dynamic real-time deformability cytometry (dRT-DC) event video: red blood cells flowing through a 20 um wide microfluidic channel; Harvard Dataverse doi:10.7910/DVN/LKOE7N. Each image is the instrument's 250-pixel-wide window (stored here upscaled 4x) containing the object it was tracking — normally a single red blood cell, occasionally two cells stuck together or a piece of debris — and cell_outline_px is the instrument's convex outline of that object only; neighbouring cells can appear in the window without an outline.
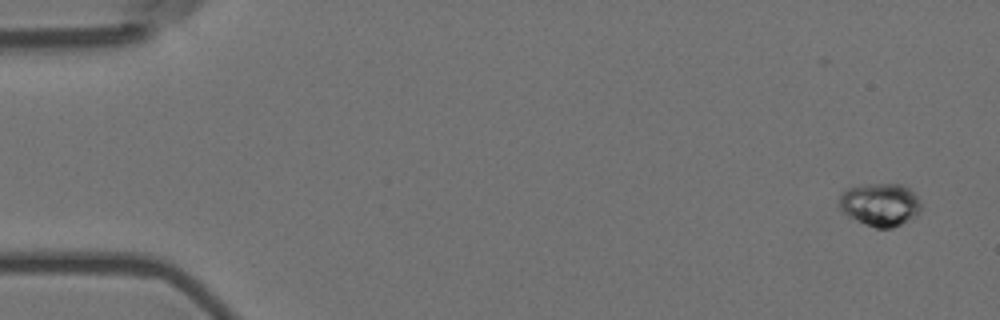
{"species": "Egyptian fruit bat (a non-hibernating species)", "species_latin": "Rousettus aegyptiacus", "temperature_condition": "room temperature", "stored_images_in_passage": 8, "camera_frame_rate_fps": 3000, "um_per_image_px": 0.085, "animal": {"sex": "female"}, "frame": {"image": 1, "passage_image": 1, "time_ms": 0.0, "image_size_px": [1000, 320], "cell_outline_px": [[920, 212], [916, 216], [892, 228], [876, 228], [848, 216], [840, 208], [836, 200], [844, 188], [864, 184], [900, 184], [908, 188], [920, 200]], "centroid_in_image_um": [74.76, 17.37], "position_along_channel_um": 10.2, "area_um2": 20.58}}
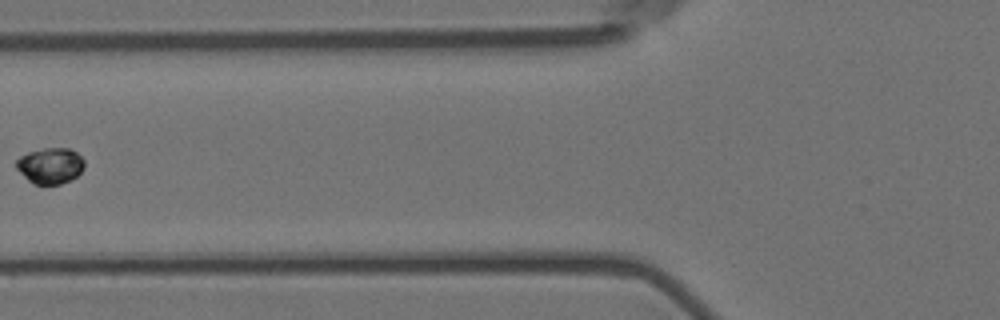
{"frame": {"image": 2, "passage_image": 7, "time_ms": 2.0, "image_size_px": [1000, 320], "cell_outline_px": [[84, 168], [76, 176], [60, 184], [36, 184], [28, 180], [16, 168], [16, 160], [20, 156], [28, 152], [44, 148], [68, 148], [76, 152], [84, 160]], "centroid_in_image_um": [4.26, 14.07], "position_along_channel_um": 121.5, "area_um2": 14.1}}
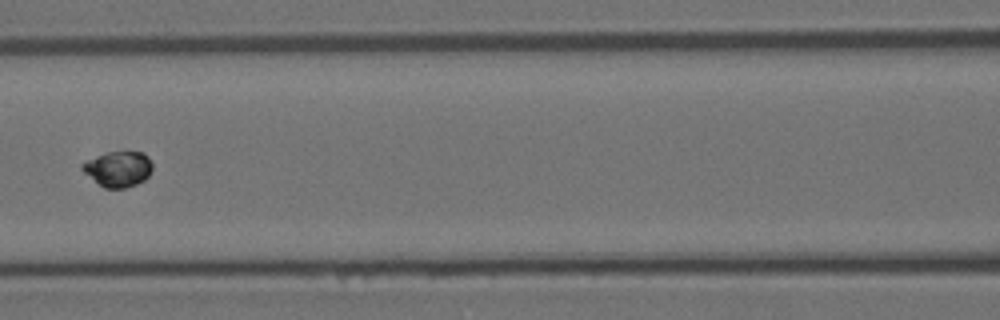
{"frame": {"image": 3, "passage_image": 8, "time_ms": 2.333, "image_size_px": [1000, 320], "cell_outline_px": [[152, 168], [148, 176], [144, 180], [136, 184], [124, 188], [104, 188], [84, 172], [80, 168], [80, 164], [96, 156], [108, 152], [144, 152], [148, 156], [152, 164]], "centroid_in_image_um": [10.05, 14.36], "position_along_channel_um": 156.6, "area_um2": 14.39}}